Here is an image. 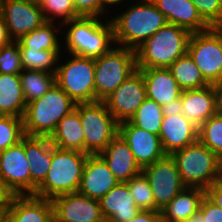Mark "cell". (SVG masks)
Listing matches in <instances>:
<instances>
[{"instance_id":"cell-1","label":"cell","mask_w":222,"mask_h":222,"mask_svg":"<svg viewBox=\"0 0 222 222\" xmlns=\"http://www.w3.org/2000/svg\"><path fill=\"white\" fill-rule=\"evenodd\" d=\"M125 11L109 17L115 45L136 50L160 28L168 24L166 16L151 0H134Z\"/></svg>"},{"instance_id":"cell-2","label":"cell","mask_w":222,"mask_h":222,"mask_svg":"<svg viewBox=\"0 0 222 222\" xmlns=\"http://www.w3.org/2000/svg\"><path fill=\"white\" fill-rule=\"evenodd\" d=\"M62 28L65 29L62 32L65 40V47H62L65 49L62 50L65 51L64 53L97 58L108 53L115 46L110 19L80 17L64 23Z\"/></svg>"},{"instance_id":"cell-3","label":"cell","mask_w":222,"mask_h":222,"mask_svg":"<svg viewBox=\"0 0 222 222\" xmlns=\"http://www.w3.org/2000/svg\"><path fill=\"white\" fill-rule=\"evenodd\" d=\"M75 106L76 103L55 83L41 98L27 104L23 116L25 135L50 138L58 122Z\"/></svg>"},{"instance_id":"cell-4","label":"cell","mask_w":222,"mask_h":222,"mask_svg":"<svg viewBox=\"0 0 222 222\" xmlns=\"http://www.w3.org/2000/svg\"><path fill=\"white\" fill-rule=\"evenodd\" d=\"M87 156V153L52 145L51 166L34 195L52 200L59 195L78 192Z\"/></svg>"},{"instance_id":"cell-5","label":"cell","mask_w":222,"mask_h":222,"mask_svg":"<svg viewBox=\"0 0 222 222\" xmlns=\"http://www.w3.org/2000/svg\"><path fill=\"white\" fill-rule=\"evenodd\" d=\"M191 34L175 24L163 26L135 50L137 68H168L187 53Z\"/></svg>"},{"instance_id":"cell-6","label":"cell","mask_w":222,"mask_h":222,"mask_svg":"<svg viewBox=\"0 0 222 222\" xmlns=\"http://www.w3.org/2000/svg\"><path fill=\"white\" fill-rule=\"evenodd\" d=\"M183 184L207 190L214 182L221 179L222 160L202 142H196L174 152Z\"/></svg>"},{"instance_id":"cell-7","label":"cell","mask_w":222,"mask_h":222,"mask_svg":"<svg viewBox=\"0 0 222 222\" xmlns=\"http://www.w3.org/2000/svg\"><path fill=\"white\" fill-rule=\"evenodd\" d=\"M137 70L136 51L114 46L95 58V102L107 99Z\"/></svg>"},{"instance_id":"cell-8","label":"cell","mask_w":222,"mask_h":222,"mask_svg":"<svg viewBox=\"0 0 222 222\" xmlns=\"http://www.w3.org/2000/svg\"><path fill=\"white\" fill-rule=\"evenodd\" d=\"M69 56L65 63L58 62L56 84L76 104L95 102V58Z\"/></svg>"},{"instance_id":"cell-9","label":"cell","mask_w":222,"mask_h":222,"mask_svg":"<svg viewBox=\"0 0 222 222\" xmlns=\"http://www.w3.org/2000/svg\"><path fill=\"white\" fill-rule=\"evenodd\" d=\"M79 117L84 131V153L99 154L119 133V122L104 101L79 103Z\"/></svg>"},{"instance_id":"cell-10","label":"cell","mask_w":222,"mask_h":222,"mask_svg":"<svg viewBox=\"0 0 222 222\" xmlns=\"http://www.w3.org/2000/svg\"><path fill=\"white\" fill-rule=\"evenodd\" d=\"M187 52L209 84L222 81L221 27H210L208 30L192 33Z\"/></svg>"},{"instance_id":"cell-11","label":"cell","mask_w":222,"mask_h":222,"mask_svg":"<svg viewBox=\"0 0 222 222\" xmlns=\"http://www.w3.org/2000/svg\"><path fill=\"white\" fill-rule=\"evenodd\" d=\"M148 179L155 201V211H161L186 186L183 184L176 161L171 155L142 168Z\"/></svg>"},{"instance_id":"cell-12","label":"cell","mask_w":222,"mask_h":222,"mask_svg":"<svg viewBox=\"0 0 222 222\" xmlns=\"http://www.w3.org/2000/svg\"><path fill=\"white\" fill-rule=\"evenodd\" d=\"M30 164L22 140L0 152V178L12 195H31Z\"/></svg>"},{"instance_id":"cell-13","label":"cell","mask_w":222,"mask_h":222,"mask_svg":"<svg viewBox=\"0 0 222 222\" xmlns=\"http://www.w3.org/2000/svg\"><path fill=\"white\" fill-rule=\"evenodd\" d=\"M147 98L142 72L137 69L104 102L120 123L130 120Z\"/></svg>"},{"instance_id":"cell-14","label":"cell","mask_w":222,"mask_h":222,"mask_svg":"<svg viewBox=\"0 0 222 222\" xmlns=\"http://www.w3.org/2000/svg\"><path fill=\"white\" fill-rule=\"evenodd\" d=\"M51 201L55 222H106L100 201L79 192L59 195Z\"/></svg>"},{"instance_id":"cell-15","label":"cell","mask_w":222,"mask_h":222,"mask_svg":"<svg viewBox=\"0 0 222 222\" xmlns=\"http://www.w3.org/2000/svg\"><path fill=\"white\" fill-rule=\"evenodd\" d=\"M2 15L13 41L20 40L46 22L41 7L29 0H3Z\"/></svg>"},{"instance_id":"cell-16","label":"cell","mask_w":222,"mask_h":222,"mask_svg":"<svg viewBox=\"0 0 222 222\" xmlns=\"http://www.w3.org/2000/svg\"><path fill=\"white\" fill-rule=\"evenodd\" d=\"M119 134L128 144L141 168L166 156L159 135L140 129L129 120L119 123Z\"/></svg>"},{"instance_id":"cell-17","label":"cell","mask_w":222,"mask_h":222,"mask_svg":"<svg viewBox=\"0 0 222 222\" xmlns=\"http://www.w3.org/2000/svg\"><path fill=\"white\" fill-rule=\"evenodd\" d=\"M118 183L119 181L99 154H88L78 190L80 194L100 200Z\"/></svg>"},{"instance_id":"cell-18","label":"cell","mask_w":222,"mask_h":222,"mask_svg":"<svg viewBox=\"0 0 222 222\" xmlns=\"http://www.w3.org/2000/svg\"><path fill=\"white\" fill-rule=\"evenodd\" d=\"M5 222H55L52 201L35 195H12Z\"/></svg>"},{"instance_id":"cell-19","label":"cell","mask_w":222,"mask_h":222,"mask_svg":"<svg viewBox=\"0 0 222 222\" xmlns=\"http://www.w3.org/2000/svg\"><path fill=\"white\" fill-rule=\"evenodd\" d=\"M159 137L164 153L172 155L198 140V128L182 114L163 116Z\"/></svg>"},{"instance_id":"cell-20","label":"cell","mask_w":222,"mask_h":222,"mask_svg":"<svg viewBox=\"0 0 222 222\" xmlns=\"http://www.w3.org/2000/svg\"><path fill=\"white\" fill-rule=\"evenodd\" d=\"M182 115L199 128L217 113L216 91L212 84L192 90H184L180 95Z\"/></svg>"},{"instance_id":"cell-21","label":"cell","mask_w":222,"mask_h":222,"mask_svg":"<svg viewBox=\"0 0 222 222\" xmlns=\"http://www.w3.org/2000/svg\"><path fill=\"white\" fill-rule=\"evenodd\" d=\"M99 155L105 160L119 182H127L130 178L142 173V168L119 133Z\"/></svg>"},{"instance_id":"cell-22","label":"cell","mask_w":222,"mask_h":222,"mask_svg":"<svg viewBox=\"0 0 222 222\" xmlns=\"http://www.w3.org/2000/svg\"><path fill=\"white\" fill-rule=\"evenodd\" d=\"M99 201L106 222H126L140 212L126 182H119Z\"/></svg>"},{"instance_id":"cell-23","label":"cell","mask_w":222,"mask_h":222,"mask_svg":"<svg viewBox=\"0 0 222 222\" xmlns=\"http://www.w3.org/2000/svg\"><path fill=\"white\" fill-rule=\"evenodd\" d=\"M167 18L168 23L189 30L191 33L208 30L210 26L199 15L191 0H151Z\"/></svg>"},{"instance_id":"cell-24","label":"cell","mask_w":222,"mask_h":222,"mask_svg":"<svg viewBox=\"0 0 222 222\" xmlns=\"http://www.w3.org/2000/svg\"><path fill=\"white\" fill-rule=\"evenodd\" d=\"M24 153L30 164L31 195L44 181L52 161V143L48 137L24 136Z\"/></svg>"},{"instance_id":"cell-25","label":"cell","mask_w":222,"mask_h":222,"mask_svg":"<svg viewBox=\"0 0 222 222\" xmlns=\"http://www.w3.org/2000/svg\"><path fill=\"white\" fill-rule=\"evenodd\" d=\"M137 69L142 72L147 98L162 106L180 97L182 90L168 68Z\"/></svg>"},{"instance_id":"cell-26","label":"cell","mask_w":222,"mask_h":222,"mask_svg":"<svg viewBox=\"0 0 222 222\" xmlns=\"http://www.w3.org/2000/svg\"><path fill=\"white\" fill-rule=\"evenodd\" d=\"M206 190L185 187L162 210V222H186L200 208Z\"/></svg>"},{"instance_id":"cell-27","label":"cell","mask_w":222,"mask_h":222,"mask_svg":"<svg viewBox=\"0 0 222 222\" xmlns=\"http://www.w3.org/2000/svg\"><path fill=\"white\" fill-rule=\"evenodd\" d=\"M50 141L57 148L84 153V131L79 117V104L58 122Z\"/></svg>"},{"instance_id":"cell-28","label":"cell","mask_w":222,"mask_h":222,"mask_svg":"<svg viewBox=\"0 0 222 222\" xmlns=\"http://www.w3.org/2000/svg\"><path fill=\"white\" fill-rule=\"evenodd\" d=\"M26 106L19 75L0 73V115L23 118Z\"/></svg>"},{"instance_id":"cell-29","label":"cell","mask_w":222,"mask_h":222,"mask_svg":"<svg viewBox=\"0 0 222 222\" xmlns=\"http://www.w3.org/2000/svg\"><path fill=\"white\" fill-rule=\"evenodd\" d=\"M62 30V25L58 22L46 21L18 40L19 49L63 50L61 39L58 38V33L59 36L60 33L62 35Z\"/></svg>"},{"instance_id":"cell-30","label":"cell","mask_w":222,"mask_h":222,"mask_svg":"<svg viewBox=\"0 0 222 222\" xmlns=\"http://www.w3.org/2000/svg\"><path fill=\"white\" fill-rule=\"evenodd\" d=\"M168 69L182 91L199 89L210 85L202 76L193 58L187 52L177 58Z\"/></svg>"},{"instance_id":"cell-31","label":"cell","mask_w":222,"mask_h":222,"mask_svg":"<svg viewBox=\"0 0 222 222\" xmlns=\"http://www.w3.org/2000/svg\"><path fill=\"white\" fill-rule=\"evenodd\" d=\"M62 50L20 49L22 68L56 74ZM61 54V55H60Z\"/></svg>"},{"instance_id":"cell-32","label":"cell","mask_w":222,"mask_h":222,"mask_svg":"<svg viewBox=\"0 0 222 222\" xmlns=\"http://www.w3.org/2000/svg\"><path fill=\"white\" fill-rule=\"evenodd\" d=\"M26 104L41 98L55 85V74L25 70L19 74Z\"/></svg>"},{"instance_id":"cell-33","label":"cell","mask_w":222,"mask_h":222,"mask_svg":"<svg viewBox=\"0 0 222 222\" xmlns=\"http://www.w3.org/2000/svg\"><path fill=\"white\" fill-rule=\"evenodd\" d=\"M163 116L162 106L146 98L129 121L140 129L159 135Z\"/></svg>"},{"instance_id":"cell-34","label":"cell","mask_w":222,"mask_h":222,"mask_svg":"<svg viewBox=\"0 0 222 222\" xmlns=\"http://www.w3.org/2000/svg\"><path fill=\"white\" fill-rule=\"evenodd\" d=\"M198 140L222 160V114L216 113L198 128Z\"/></svg>"},{"instance_id":"cell-35","label":"cell","mask_w":222,"mask_h":222,"mask_svg":"<svg viewBox=\"0 0 222 222\" xmlns=\"http://www.w3.org/2000/svg\"><path fill=\"white\" fill-rule=\"evenodd\" d=\"M43 12L45 21L55 22L63 25L64 23L80 18L76 12L73 0H46L40 6Z\"/></svg>"},{"instance_id":"cell-36","label":"cell","mask_w":222,"mask_h":222,"mask_svg":"<svg viewBox=\"0 0 222 222\" xmlns=\"http://www.w3.org/2000/svg\"><path fill=\"white\" fill-rule=\"evenodd\" d=\"M24 136L22 117L0 115V152L18 144Z\"/></svg>"},{"instance_id":"cell-37","label":"cell","mask_w":222,"mask_h":222,"mask_svg":"<svg viewBox=\"0 0 222 222\" xmlns=\"http://www.w3.org/2000/svg\"><path fill=\"white\" fill-rule=\"evenodd\" d=\"M127 185L140 210L155 211V201L148 179L143 173L130 178Z\"/></svg>"},{"instance_id":"cell-38","label":"cell","mask_w":222,"mask_h":222,"mask_svg":"<svg viewBox=\"0 0 222 222\" xmlns=\"http://www.w3.org/2000/svg\"><path fill=\"white\" fill-rule=\"evenodd\" d=\"M22 70L18 41H12L0 49V73L19 75Z\"/></svg>"},{"instance_id":"cell-39","label":"cell","mask_w":222,"mask_h":222,"mask_svg":"<svg viewBox=\"0 0 222 222\" xmlns=\"http://www.w3.org/2000/svg\"><path fill=\"white\" fill-rule=\"evenodd\" d=\"M199 15L210 27L222 25V0H191Z\"/></svg>"},{"instance_id":"cell-40","label":"cell","mask_w":222,"mask_h":222,"mask_svg":"<svg viewBox=\"0 0 222 222\" xmlns=\"http://www.w3.org/2000/svg\"><path fill=\"white\" fill-rule=\"evenodd\" d=\"M80 17H103L102 0H73Z\"/></svg>"},{"instance_id":"cell-41","label":"cell","mask_w":222,"mask_h":222,"mask_svg":"<svg viewBox=\"0 0 222 222\" xmlns=\"http://www.w3.org/2000/svg\"><path fill=\"white\" fill-rule=\"evenodd\" d=\"M199 212L202 214V222H222V209L206 195L201 201Z\"/></svg>"},{"instance_id":"cell-42","label":"cell","mask_w":222,"mask_h":222,"mask_svg":"<svg viewBox=\"0 0 222 222\" xmlns=\"http://www.w3.org/2000/svg\"><path fill=\"white\" fill-rule=\"evenodd\" d=\"M206 196L222 209V179L214 182L207 190Z\"/></svg>"},{"instance_id":"cell-43","label":"cell","mask_w":222,"mask_h":222,"mask_svg":"<svg viewBox=\"0 0 222 222\" xmlns=\"http://www.w3.org/2000/svg\"><path fill=\"white\" fill-rule=\"evenodd\" d=\"M126 222H162L161 211L140 210L134 218Z\"/></svg>"},{"instance_id":"cell-44","label":"cell","mask_w":222,"mask_h":222,"mask_svg":"<svg viewBox=\"0 0 222 222\" xmlns=\"http://www.w3.org/2000/svg\"><path fill=\"white\" fill-rule=\"evenodd\" d=\"M162 113L164 116H175L183 113L180 97L171 101L169 104L162 105Z\"/></svg>"},{"instance_id":"cell-45","label":"cell","mask_w":222,"mask_h":222,"mask_svg":"<svg viewBox=\"0 0 222 222\" xmlns=\"http://www.w3.org/2000/svg\"><path fill=\"white\" fill-rule=\"evenodd\" d=\"M13 40L11 39L6 22L4 21L3 15L0 14V49L3 46L10 44Z\"/></svg>"},{"instance_id":"cell-46","label":"cell","mask_w":222,"mask_h":222,"mask_svg":"<svg viewBox=\"0 0 222 222\" xmlns=\"http://www.w3.org/2000/svg\"><path fill=\"white\" fill-rule=\"evenodd\" d=\"M12 194L4 186L0 178V207H8Z\"/></svg>"},{"instance_id":"cell-47","label":"cell","mask_w":222,"mask_h":222,"mask_svg":"<svg viewBox=\"0 0 222 222\" xmlns=\"http://www.w3.org/2000/svg\"><path fill=\"white\" fill-rule=\"evenodd\" d=\"M216 91L217 113L222 114V81L213 84Z\"/></svg>"},{"instance_id":"cell-48","label":"cell","mask_w":222,"mask_h":222,"mask_svg":"<svg viewBox=\"0 0 222 222\" xmlns=\"http://www.w3.org/2000/svg\"><path fill=\"white\" fill-rule=\"evenodd\" d=\"M123 1H127V0H102V2H103V16L107 13L109 14V12H107V10L110 9V7H112L113 5H114V8H115V6L118 7V5L123 4Z\"/></svg>"},{"instance_id":"cell-49","label":"cell","mask_w":222,"mask_h":222,"mask_svg":"<svg viewBox=\"0 0 222 222\" xmlns=\"http://www.w3.org/2000/svg\"><path fill=\"white\" fill-rule=\"evenodd\" d=\"M186 222H202V214L198 211L193 214Z\"/></svg>"},{"instance_id":"cell-50","label":"cell","mask_w":222,"mask_h":222,"mask_svg":"<svg viewBox=\"0 0 222 222\" xmlns=\"http://www.w3.org/2000/svg\"><path fill=\"white\" fill-rule=\"evenodd\" d=\"M7 207H0V222H5V212Z\"/></svg>"},{"instance_id":"cell-51","label":"cell","mask_w":222,"mask_h":222,"mask_svg":"<svg viewBox=\"0 0 222 222\" xmlns=\"http://www.w3.org/2000/svg\"><path fill=\"white\" fill-rule=\"evenodd\" d=\"M29 1H31L35 5L41 6L46 0H29Z\"/></svg>"},{"instance_id":"cell-52","label":"cell","mask_w":222,"mask_h":222,"mask_svg":"<svg viewBox=\"0 0 222 222\" xmlns=\"http://www.w3.org/2000/svg\"><path fill=\"white\" fill-rule=\"evenodd\" d=\"M2 2L3 0H0V14H2Z\"/></svg>"}]
</instances>
